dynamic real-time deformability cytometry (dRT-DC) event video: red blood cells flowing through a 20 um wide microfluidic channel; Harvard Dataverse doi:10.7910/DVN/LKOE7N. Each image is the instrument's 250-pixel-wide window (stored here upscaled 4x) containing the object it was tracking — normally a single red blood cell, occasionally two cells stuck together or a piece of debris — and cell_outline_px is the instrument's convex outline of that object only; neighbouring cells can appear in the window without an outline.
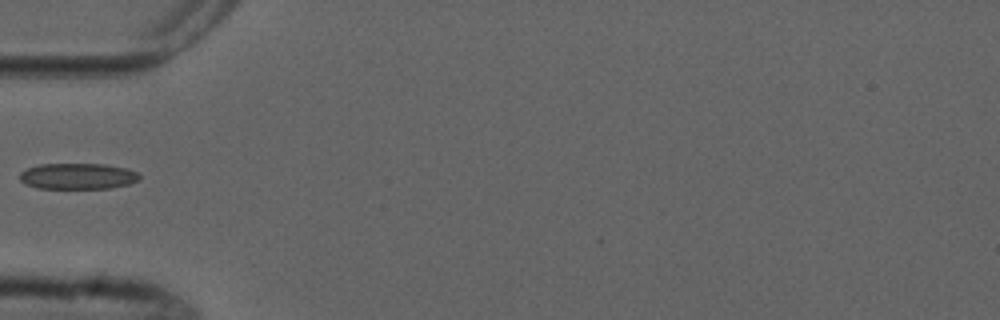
{"species": "common noctule bat (a hibernating species)", "species_latin": "Nyctalus noctula", "temperature_condition": "cold", "stored_images_in_passage": 4, "camera_frame_rate_fps": 3000, "um_per_image_px": 0.085, "animal": {"sex": "male", "forearm_length_mm": 52.5}, "frame": {"image": 1, "passage_image": 4, "time_ms": 3.333, "image_size_px": [1000, 320], "cell_outline_px": [[140, 180], [128, 184], [108, 188], [36, 188], [24, 184], [20, 180], [20, 172], [28, 168], [40, 164], [104, 164], [128, 168], [136, 172], [140, 176]], "centroid_in_image_um": [6.6, 14.97], "position_along_channel_um": 78.4, "area_um2": 18.15}}